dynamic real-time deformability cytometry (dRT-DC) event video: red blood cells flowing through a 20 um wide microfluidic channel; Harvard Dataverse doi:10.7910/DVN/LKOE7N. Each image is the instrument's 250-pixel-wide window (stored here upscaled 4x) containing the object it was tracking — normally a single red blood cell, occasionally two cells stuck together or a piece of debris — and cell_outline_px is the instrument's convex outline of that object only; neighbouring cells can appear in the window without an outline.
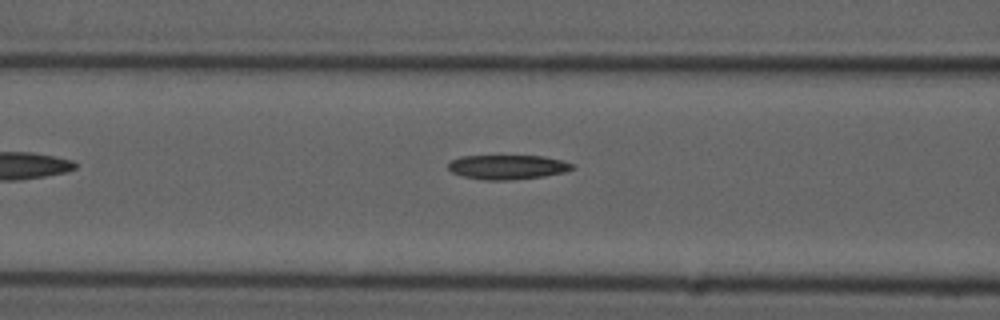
{"species": "common noctule bat (a hibernating species)", "species_latin": "Nyctalus noctula", "temperature_condition": "cold", "stored_images_in_passage": 6, "camera_frame_rate_fps": 3000, "um_per_image_px": 0.085, "animal": {"sex": "male", "forearm_length_mm": 52.5}, "frame": {"image": 1, "passage_image": 6, "time_ms": 6.667, "image_size_px": [1000, 320], "cell_outline_px": [[576, 168], [564, 172], [544, 176], [512, 180], [484, 180], [464, 176], [452, 172], [448, 168], [448, 164], [452, 160], [460, 156], [544, 156], [564, 160], [572, 164]], "centroid_in_image_um": [43.17, 14.2], "position_along_channel_um": 123.4, "area_um2": 17.69}}